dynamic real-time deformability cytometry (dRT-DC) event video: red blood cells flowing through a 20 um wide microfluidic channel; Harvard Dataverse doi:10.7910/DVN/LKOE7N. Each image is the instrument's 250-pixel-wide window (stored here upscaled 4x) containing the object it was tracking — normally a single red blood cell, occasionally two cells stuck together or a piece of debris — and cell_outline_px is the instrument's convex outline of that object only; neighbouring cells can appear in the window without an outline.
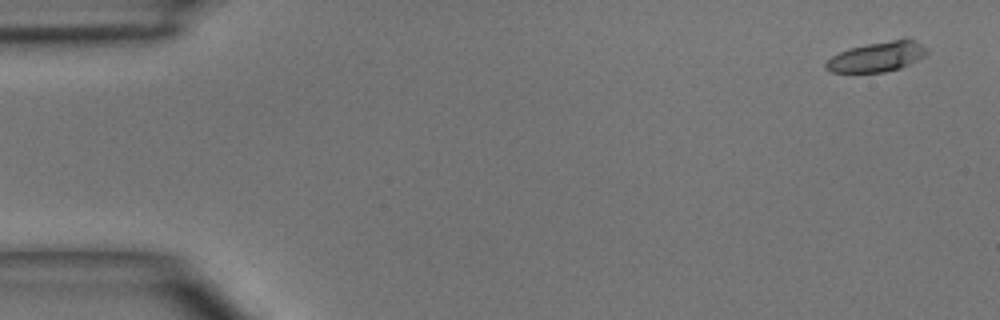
{"species": "common noctule bat (a hibernating species)", "species_latin": "Nyctalus noctula", "temperature_condition": "room temperature", "stored_images_in_passage": 4, "camera_frame_rate_fps": 3000, "um_per_image_px": 0.085, "animal": {"sex": "male", "body_mass_g": 15.6}, "frame": {"image": 1, "passage_image": 1, "time_ms": 0.0, "image_size_px": [1000, 320], "cell_outline_px": [[928, 52], [924, 56], [900, 68], [884, 72], [832, 72], [824, 68], [824, 64], [832, 56], [848, 48], [908, 36], [928, 48]], "centroid_in_image_um": [74.58, 4.8], "position_along_channel_um": 10.4, "area_um2": 17.74}}
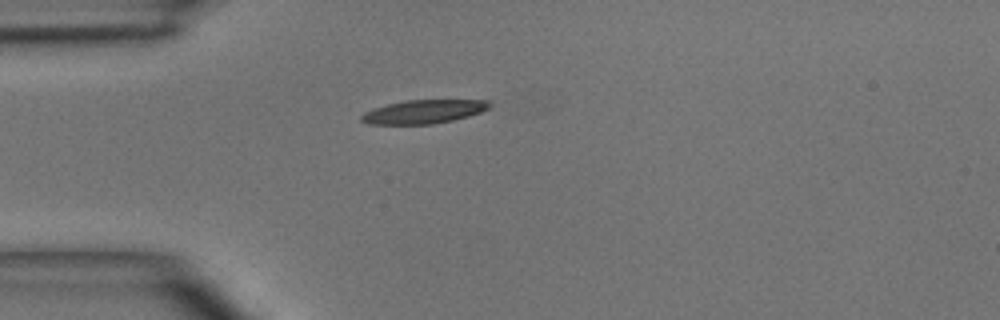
{"frame": {"image": 2, "passage_image": 4, "time_ms": 3.667, "image_size_px": [1000, 320], "cell_outline_px": [[492, 104], [488, 108], [480, 112], [468, 116], [452, 120], [432, 124], [368, 124], [360, 120], [360, 116], [364, 112], [372, 108], [404, 100], [492, 100]], "centroid_in_image_um": [35.99, 9.48], "position_along_channel_um": 49.0, "area_um2": 17.69}}